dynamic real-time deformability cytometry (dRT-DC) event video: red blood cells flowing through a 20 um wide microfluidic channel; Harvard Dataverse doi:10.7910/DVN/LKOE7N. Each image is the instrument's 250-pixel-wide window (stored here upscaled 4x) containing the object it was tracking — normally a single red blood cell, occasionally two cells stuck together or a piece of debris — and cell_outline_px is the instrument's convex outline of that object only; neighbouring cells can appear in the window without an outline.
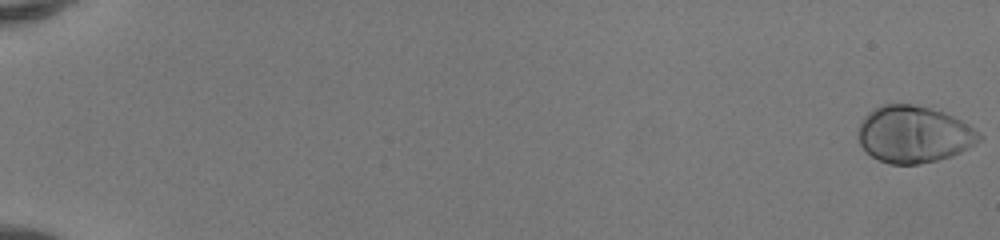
{"species": "human", "species_latin": "Homo sapiens", "temperature_condition": "room temperature", "stored_images_in_passage": 52, "camera_frame_rate_fps": 3000, "um_per_image_px": 0.085, "donor": {"sex": "female"}, "frame": {"image": 1, "passage_image": 1, "time_ms": 0.0, "image_size_px": [1000, 240], "cell_outline_px": [[984, 136], [976, 144], [960, 152], [936, 160], [920, 164], [888, 164], [872, 156], [860, 144], [856, 136], [856, 132], [860, 120], [872, 108], [884, 104], [912, 104], [944, 112], [968, 124], [980, 132]], "centroid_in_image_um": [77.64, 11.41], "position_along_channel_um": 7.4, "area_um2": 40.29}}
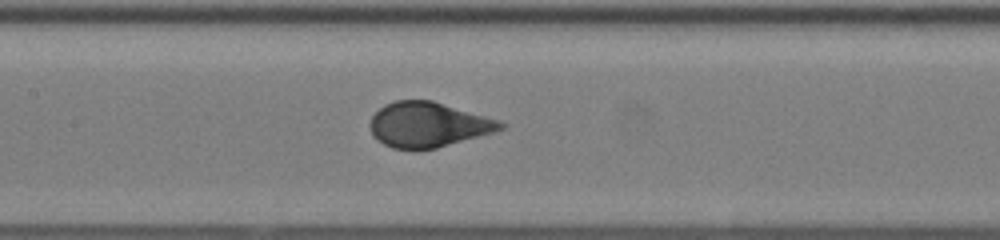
{"frame": {"image": 2, "passage_image": 28, "time_ms": 9.0, "image_size_px": [1000, 240], "cell_outline_px": [[508, 124], [504, 128], [492, 132], [436, 148], [392, 148], [376, 140], [372, 136], [372, 116], [384, 104], [396, 100], [432, 100], [500, 120]], "centroid_in_image_um": [36.4, 10.58], "position_along_channel_um": 171.0, "area_um2": 33.76}}
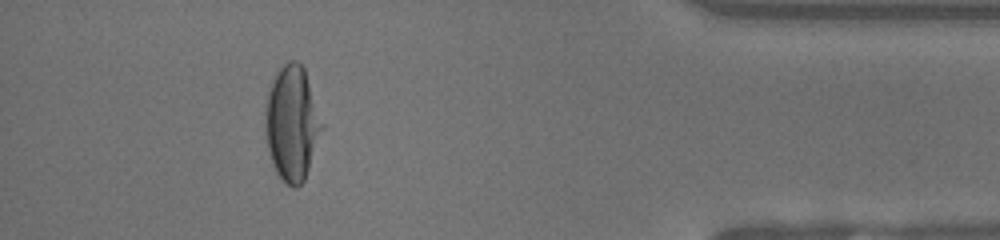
{"frame": {"image": 3, "passage_image": 48, "time_ms": 15.667, "image_size_px": [1000, 240], "cell_outline_px": [[324, 128], [304, 180], [296, 188], [292, 188], [276, 172], [272, 164], [268, 148], [264, 124], [264, 112], [268, 92], [280, 68], [288, 60], [296, 60], [304, 68], [324, 124]], "centroid_in_image_um": [24.83, 10.49], "position_along_channel_um": 410.4, "area_um2": 37.8}, "authors_computed_cell_mechanics": {"area_um2": 36.5007, "velocity_mm_per_s": 4.1552, "shape_relaxation_time_tau1_ms": 2.9854, "shape_relaxation_time_tau2_ms": null, "deformation_change_tau1": 0.2067, "deformation_change_tau2": null}}